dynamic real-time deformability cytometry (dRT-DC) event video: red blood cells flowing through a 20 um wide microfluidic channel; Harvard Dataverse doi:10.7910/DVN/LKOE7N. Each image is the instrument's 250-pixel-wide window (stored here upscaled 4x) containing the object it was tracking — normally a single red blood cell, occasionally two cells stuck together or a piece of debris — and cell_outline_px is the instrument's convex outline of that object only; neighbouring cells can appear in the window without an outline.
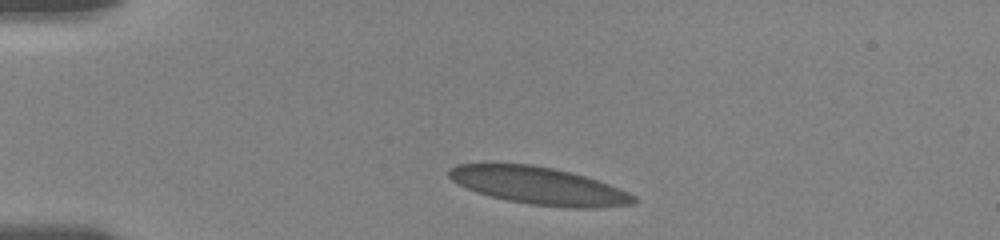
{"species": "human", "species_latin": "Homo sapiens", "temperature_condition": "room temperature", "stored_images_in_passage": 7, "camera_frame_rate_fps": 3000, "um_per_image_px": 0.085, "donor": {"sex": "female"}, "frame": {"image": 1, "passage_image": 1, "time_ms": 0.0, "image_size_px": [1000, 240], "cell_outline_px": [[636, 200], [632, 204], [592, 208], [572, 208], [532, 204], [508, 200], [476, 192], [452, 180], [448, 176], [448, 168], [456, 164], [532, 164], [552, 168], [584, 176], [608, 184], [628, 192], [636, 196]], "centroid_in_image_um": [45.79, 15.78], "position_along_channel_um": 39.2, "area_um2": 39.71}}
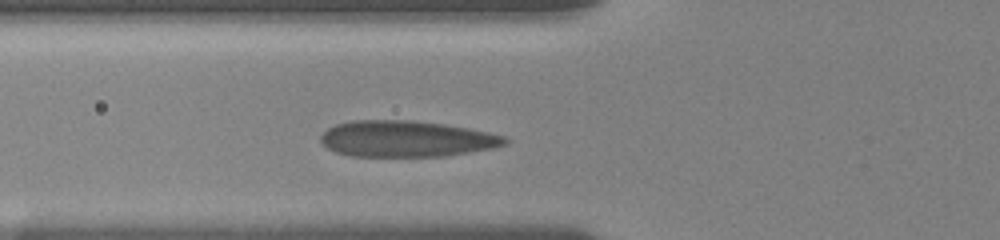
{"frame": {"image": 2, "passage_image": 5, "time_ms": 2.667, "image_size_px": [1000, 240], "cell_outline_px": [[508, 144], [492, 148], [444, 156], [352, 156], [336, 152], [320, 144], [320, 136], [328, 128], [336, 124], [352, 120], [412, 120], [444, 124], [468, 128], [488, 132], [504, 136], [508, 140]], "centroid_in_image_um": [34.51, 11.79], "position_along_channel_um": 91.3, "area_um2": 38.84}}
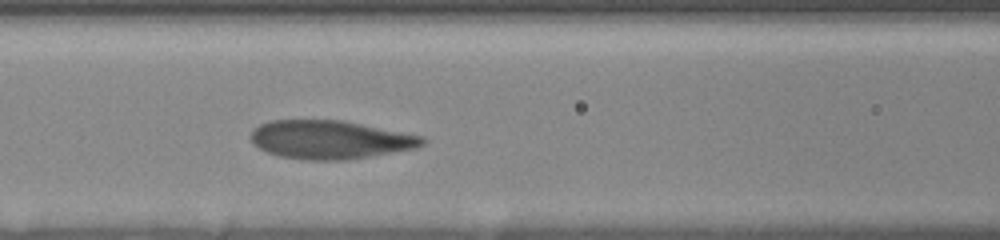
{"frame": {"image": 3, "passage_image": 7, "time_ms": 4.0, "image_size_px": [1000, 240], "cell_outline_px": [[428, 140], [424, 144], [416, 148], [348, 160], [308, 160], [280, 156], [268, 152], [252, 144], [252, 128], [260, 124], [272, 120], [344, 120], [424, 136]], "centroid_in_image_um": [28.09, 11.86], "position_along_channel_um": 138.5, "area_um2": 38.61}}